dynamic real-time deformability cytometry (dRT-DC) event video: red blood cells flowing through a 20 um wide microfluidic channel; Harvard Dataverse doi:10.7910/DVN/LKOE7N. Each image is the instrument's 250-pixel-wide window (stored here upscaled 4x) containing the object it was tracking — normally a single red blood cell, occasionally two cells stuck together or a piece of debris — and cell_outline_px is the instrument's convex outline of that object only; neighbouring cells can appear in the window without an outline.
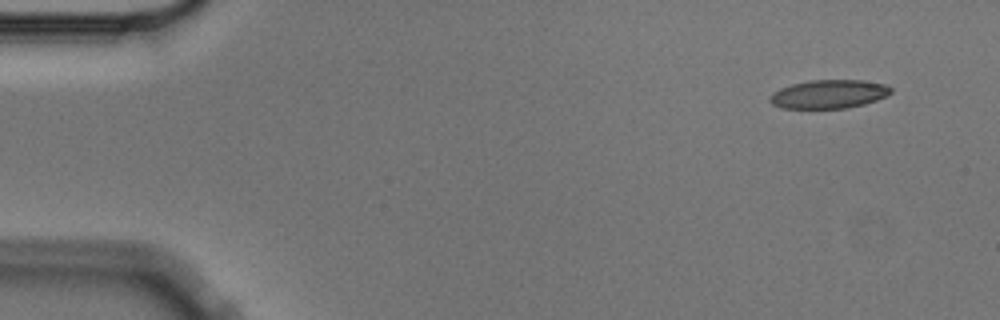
{"species": "Egyptian fruit bat (a non-hibernating species)", "species_latin": "Rousettus aegyptiacus", "temperature_condition": "cold", "stored_images_in_passage": 5, "camera_frame_rate_fps": 3000, "um_per_image_px": 0.085, "animal": {"sex": "male"}, "frame": {"image": 1, "passage_image": 1, "time_ms": 0.0, "image_size_px": [1000, 320], "cell_outline_px": [[892, 92], [876, 100], [864, 104], [848, 108], [780, 108], [772, 104], [768, 100], [768, 96], [772, 92], [780, 88], [792, 84], [812, 80], [864, 80], [888, 84], [892, 88]], "centroid_in_image_um": [70.44, 7.99], "position_along_channel_um": 14.6, "area_um2": 20.35}}
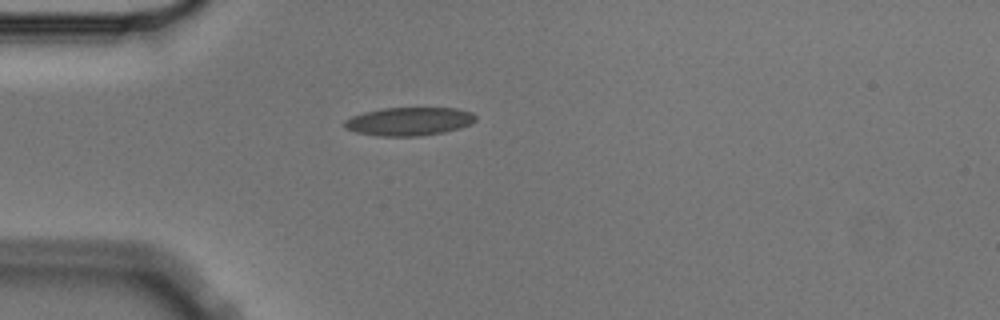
{"frame": {"image": 2, "passage_image": 4, "time_ms": 1.0, "image_size_px": [1000, 320], "cell_outline_px": [[476, 120], [472, 124], [460, 128], [444, 132], [416, 136], [380, 136], [356, 132], [344, 128], [344, 120], [352, 116], [364, 112], [384, 108], [456, 108], [472, 112], [476, 116]], "centroid_in_image_um": [34.79, 10.32], "position_along_channel_um": 50.2, "area_um2": 21.68}}